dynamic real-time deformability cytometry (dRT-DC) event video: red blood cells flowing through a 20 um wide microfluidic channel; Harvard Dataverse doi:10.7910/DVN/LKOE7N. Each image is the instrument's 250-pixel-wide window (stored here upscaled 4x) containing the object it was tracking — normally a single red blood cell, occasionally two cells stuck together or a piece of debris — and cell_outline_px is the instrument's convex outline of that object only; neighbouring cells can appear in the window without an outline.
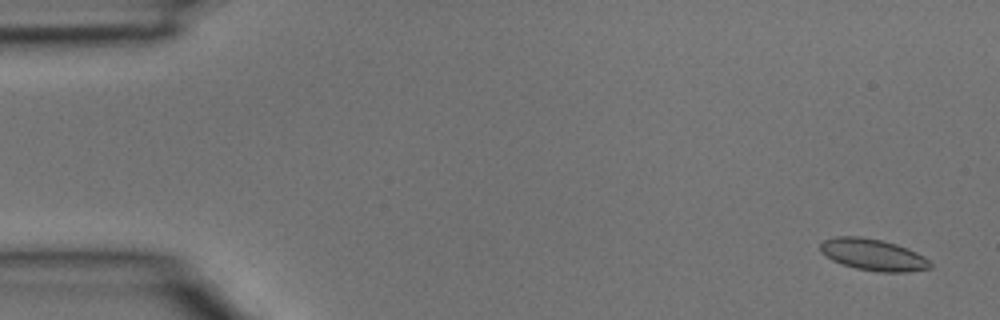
{"species": "common noctule bat (a hibernating species)", "species_latin": "Nyctalus noctula", "temperature_condition": "room temperature", "stored_images_in_passage": 5, "camera_frame_rate_fps": 3000, "um_per_image_px": 0.085, "animal": {"sex": "male", "body_mass_g": 15.6}, "frame": {"image": 1, "passage_image": 1, "time_ms": 0.0, "image_size_px": [1000, 320], "cell_outline_px": [[932, 268], [908, 272], [880, 272], [856, 268], [832, 260], [824, 256], [820, 252], [820, 244], [824, 240], [836, 236], [856, 236], [880, 240], [896, 244], [908, 248], [924, 256], [932, 264]], "centroid_in_image_um": [74.21, 21.65], "position_along_channel_um": 10.8, "area_um2": 20.23}}
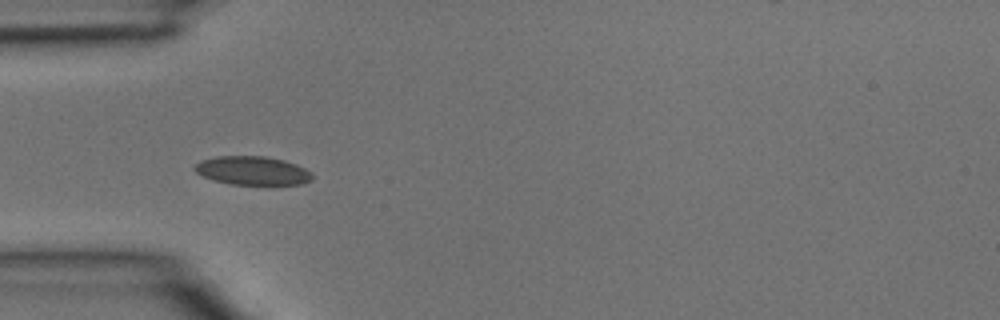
{"frame": {"image": 2, "passage_image": 4, "time_ms": 1.0, "image_size_px": [1000, 320], "cell_outline_px": [[312, 180], [300, 184], [268, 188], [264, 188], [232, 184], [212, 180], [196, 172], [192, 168], [200, 160], [216, 156], [264, 156], [284, 160], [296, 164], [312, 172]], "centroid_in_image_um": [21.5, 14.56], "position_along_channel_um": 63.5, "area_um2": 20.63}}